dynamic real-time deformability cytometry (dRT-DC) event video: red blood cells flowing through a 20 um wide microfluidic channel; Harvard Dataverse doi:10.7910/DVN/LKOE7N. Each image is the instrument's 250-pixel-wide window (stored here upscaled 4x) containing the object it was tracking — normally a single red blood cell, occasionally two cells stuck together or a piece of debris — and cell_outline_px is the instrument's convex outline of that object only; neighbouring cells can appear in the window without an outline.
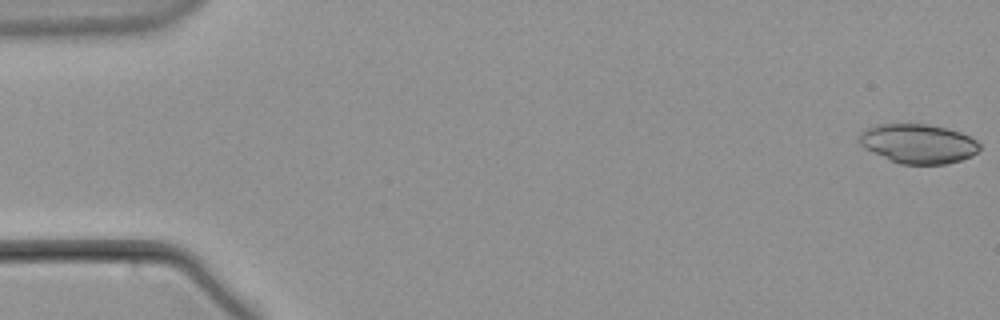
{"species": "common noctule bat (a hibernating species)", "species_latin": "Nyctalus noctula", "temperature_condition": "warm", "stored_images_in_passage": 11, "camera_frame_rate_fps": 3000, "um_per_image_px": 0.085, "animal": {"sex": "male", "body_mass_g": 21.5, "forearm_length_mm": 52.0}, "frame": {"image": 1, "passage_image": 1, "time_ms": 0.0, "image_size_px": [1000, 320], "cell_outline_px": [[980, 148], [972, 156], [960, 160], [944, 164], [900, 164], [872, 152], [864, 148], [860, 144], [860, 132], [864, 128], [876, 124], [928, 124], [960, 132], [976, 140], [980, 144]], "centroid_in_image_um": [78.02, 12.21], "position_along_channel_um": 7.0, "area_um2": 27.51}}